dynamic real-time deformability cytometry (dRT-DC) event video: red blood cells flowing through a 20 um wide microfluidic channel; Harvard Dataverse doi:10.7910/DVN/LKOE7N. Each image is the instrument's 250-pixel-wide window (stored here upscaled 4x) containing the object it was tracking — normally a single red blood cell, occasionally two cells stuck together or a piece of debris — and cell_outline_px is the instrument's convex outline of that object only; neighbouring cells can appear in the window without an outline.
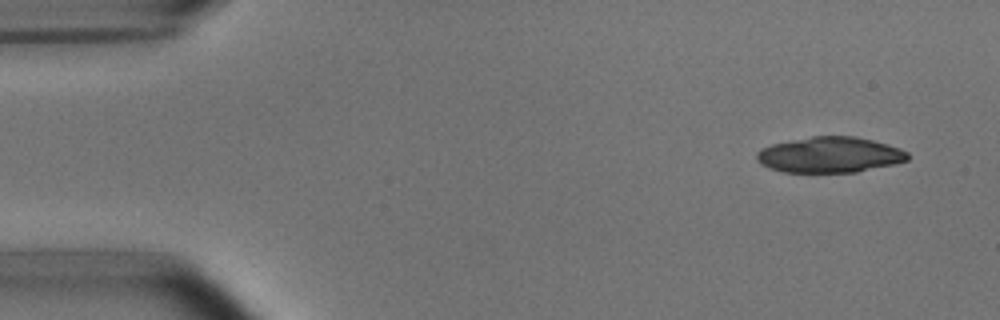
{"species": "common noctule bat (a hibernating species)", "species_latin": "Nyctalus noctula", "temperature_condition": "room temperature", "stored_images_in_passage": 4, "camera_frame_rate_fps": 3000, "um_per_image_px": 0.085, "animal": {"sex": "male", "body_mass_g": 15.6}, "frame": {"image": 1, "passage_image": 1, "time_ms": 0.0, "image_size_px": [1000, 320], "cell_outline_px": [[908, 160], [892, 164], [856, 172], [784, 172], [768, 168], [756, 160], [756, 152], [760, 148], [772, 144], [812, 136], [852, 136], [872, 140], [888, 144], [900, 148], [908, 152]], "centroid_in_image_um": [70.5, 13.16], "position_along_channel_um": 14.5, "area_um2": 31.33}}